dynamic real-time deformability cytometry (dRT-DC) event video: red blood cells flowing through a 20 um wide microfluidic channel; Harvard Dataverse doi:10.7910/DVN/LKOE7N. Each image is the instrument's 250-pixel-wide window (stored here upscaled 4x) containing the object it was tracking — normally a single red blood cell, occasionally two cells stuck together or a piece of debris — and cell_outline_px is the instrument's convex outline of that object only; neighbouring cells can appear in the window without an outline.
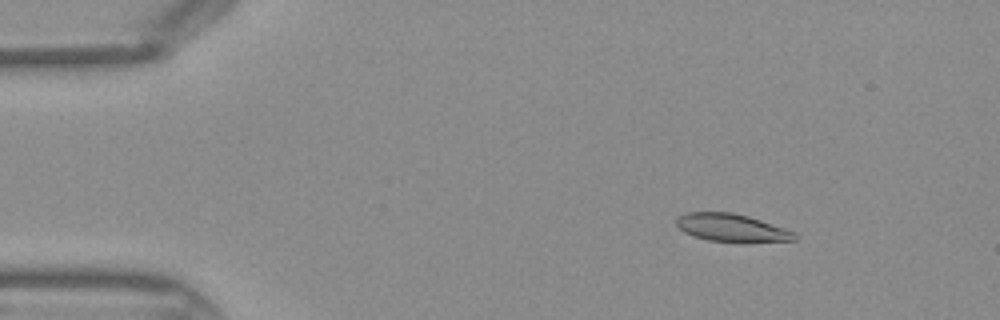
{"species": "Egyptian fruit bat (a non-hibernating species)", "species_latin": "Rousettus aegyptiacus", "temperature_condition": "warm", "stored_images_in_passage": 44, "camera_frame_rate_fps": 3000, "um_per_image_px": 0.085, "frame": {"image": 1, "passage_image": 6, "time_ms": 1.667, "image_size_px": [1000, 320], "cell_outline_px": [[796, 240], [740, 244], [708, 240], [684, 232], [676, 224], [676, 216], [684, 212], [732, 212], [748, 216], [784, 228], [792, 232], [796, 236]], "centroid_in_image_um": [62.17, 19.38], "position_along_channel_um": 22.8, "area_um2": 19.54}}
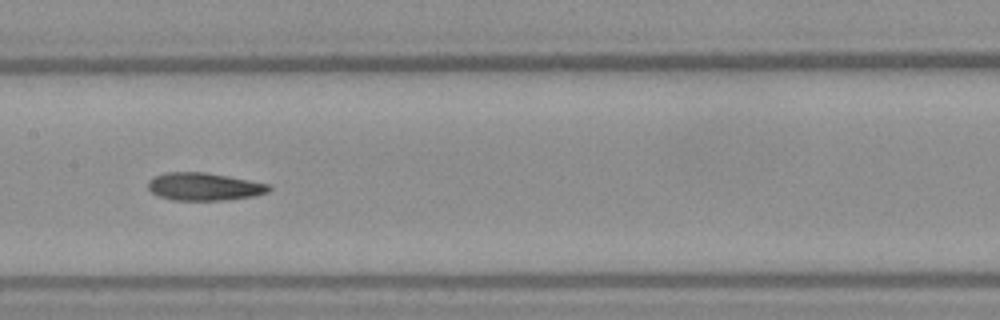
{"frame": {"image": 2, "passage_image": 22, "time_ms": 7.0, "image_size_px": [1000, 320], "cell_outline_px": [[272, 188], [268, 192], [256, 196], [224, 200], [172, 200], [160, 196], [152, 192], [148, 188], [148, 180], [152, 176], [164, 172], [208, 172], [268, 184]], "centroid_in_image_um": [17.33, 15.85], "position_along_channel_um": 190.1, "area_um2": 19.65}}
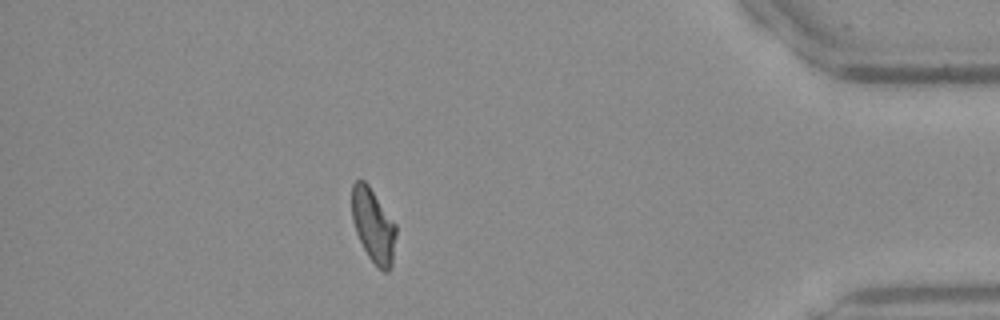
{"frame": {"image": 3, "passage_image": 39, "time_ms": 12.667, "image_size_px": [1000, 320], "cell_outline_px": [[396, 236], [392, 264], [388, 272], [384, 272], [368, 256], [356, 232], [352, 220], [352, 184], [356, 180], [364, 180], [368, 184], [396, 224]], "centroid_in_image_um": [31.73, 19.15], "position_along_channel_um": 403.5, "area_um2": 18.84}}